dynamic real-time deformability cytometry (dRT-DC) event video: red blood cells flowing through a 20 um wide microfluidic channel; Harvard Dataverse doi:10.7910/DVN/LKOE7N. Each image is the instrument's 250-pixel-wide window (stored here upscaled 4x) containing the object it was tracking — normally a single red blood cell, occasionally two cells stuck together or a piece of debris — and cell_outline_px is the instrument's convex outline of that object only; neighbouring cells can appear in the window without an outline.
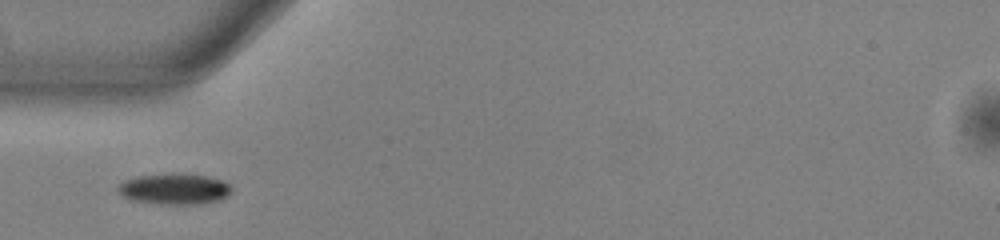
{"species": "common noctule bat (a hibernating species)", "species_latin": "Nyctalus noctula", "temperature_condition": "warm", "stored_images_in_passage": 36, "camera_frame_rate_fps": 3000, "um_per_image_px": 0.085, "animal": {"sex": "male", "body_mass_g": 13.0, "forearm_length_mm": 53.1}, "frame": {"image": 1, "passage_image": 1, "time_ms": 0.0, "image_size_px": [1000, 240], "cell_outline_px": [[232, 192], [228, 196], [220, 200], [200, 204], [160, 204], [132, 200], [124, 196], [116, 188], [124, 180], [136, 176], [172, 172], [208, 176], [224, 180], [232, 188]], "centroid_in_image_um": [14.86, 16.04], "position_along_channel_um": 70.1, "area_um2": 20.81}}
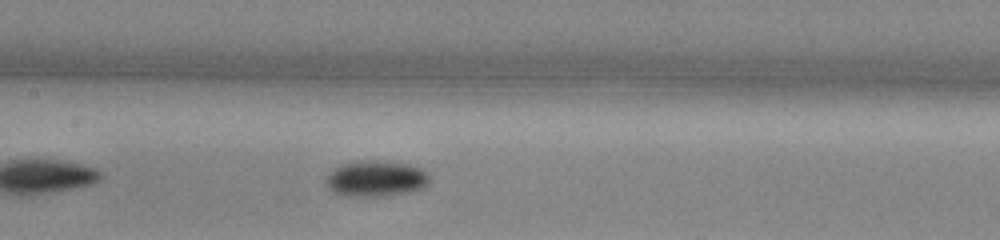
{"frame": {"image": 2, "passage_image": 9, "time_ms": 2.667, "image_size_px": [1000, 240], "cell_outline_px": [[428, 184], [424, 188], [408, 192], [376, 196], [344, 196], [328, 188], [324, 180], [340, 164], [352, 160], [380, 160], [408, 164], [424, 168], [428, 172]], "centroid_in_image_um": [31.97, 15.15], "position_along_channel_um": 175.4, "area_um2": 21.85}}
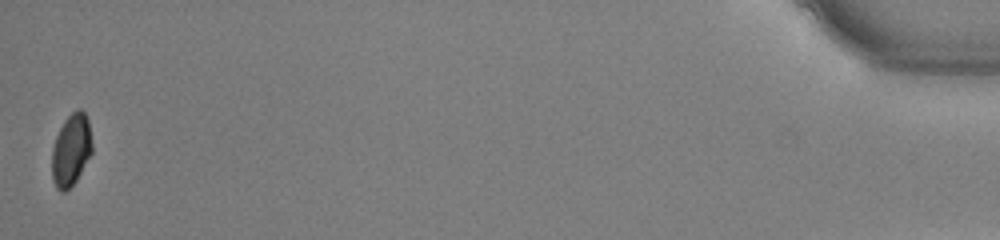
{"frame": {"image": 3, "passage_image": 36, "time_ms": 11.667, "image_size_px": [1000, 240], "cell_outline_px": [[92, 152], [76, 180], [64, 192], [60, 192], [56, 188], [52, 180], [52, 148], [56, 136], [64, 120], [76, 108], [80, 108], [84, 112], [88, 120], [92, 144]], "centroid_in_image_um": [6.03, 12.74], "position_along_channel_um": 429.2, "area_um2": 16.82}}